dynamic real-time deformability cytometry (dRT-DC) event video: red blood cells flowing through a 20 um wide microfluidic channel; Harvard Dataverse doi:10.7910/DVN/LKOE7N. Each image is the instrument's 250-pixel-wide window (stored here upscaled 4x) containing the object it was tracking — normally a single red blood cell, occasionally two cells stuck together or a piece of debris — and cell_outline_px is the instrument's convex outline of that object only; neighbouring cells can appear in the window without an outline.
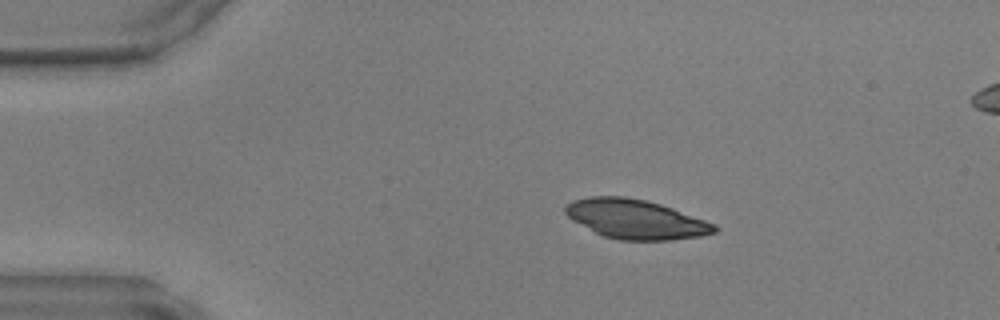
{"species": "common noctule bat (a hibernating species)", "species_latin": "Nyctalus noctula", "temperature_condition": "warm", "stored_images_in_passage": 39, "camera_frame_rate_fps": 3000, "um_per_image_px": 0.085, "animal": {"sex": "male", "body_mass_g": 17.9, "forearm_length_mm": 54.2}, "frame": {"image": 1, "passage_image": 1, "time_ms": 0.0, "image_size_px": [1000, 320], "cell_outline_px": [[720, 228], [716, 232], [700, 236], [672, 240], [620, 240], [604, 236], [572, 220], [564, 212], [564, 208], [572, 200], [588, 196], [624, 196], [644, 200], [660, 204], [672, 208], [716, 224]], "centroid_in_image_um": [54.04, 18.63], "position_along_channel_um": 31.0, "area_um2": 34.04}}